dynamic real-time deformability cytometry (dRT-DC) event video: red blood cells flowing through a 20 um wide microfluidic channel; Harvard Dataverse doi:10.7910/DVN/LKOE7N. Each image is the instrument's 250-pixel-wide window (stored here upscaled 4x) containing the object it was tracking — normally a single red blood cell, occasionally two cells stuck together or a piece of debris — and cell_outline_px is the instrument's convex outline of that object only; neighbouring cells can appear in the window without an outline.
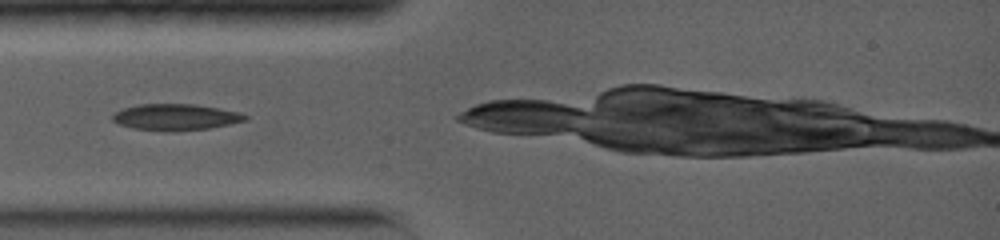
{"species": "common noctule bat (a hibernating species)", "species_latin": "Nyctalus noctula", "temperature_condition": "warm", "stored_images_in_passage": 10, "camera_frame_rate_fps": 5000, "um_per_image_px": 0.085, "animal": {"sex": "female", "body_mass_g": 19.0, "forearm_length_mm": 56.7}, "frame": {"image": 1, "passage_image": 1, "time_ms": 0.0, "image_size_px": [1000, 240], "cell_outline_px": [[248, 120], [208, 128], [176, 132], [168, 132], [132, 128], [120, 124], [112, 120], [112, 116], [116, 112], [124, 108], [136, 104], [196, 104], [236, 112], [248, 116]], "centroid_in_image_um": [14.89, 9.96], "position_along_channel_um": 70.1, "area_um2": 20.29}}